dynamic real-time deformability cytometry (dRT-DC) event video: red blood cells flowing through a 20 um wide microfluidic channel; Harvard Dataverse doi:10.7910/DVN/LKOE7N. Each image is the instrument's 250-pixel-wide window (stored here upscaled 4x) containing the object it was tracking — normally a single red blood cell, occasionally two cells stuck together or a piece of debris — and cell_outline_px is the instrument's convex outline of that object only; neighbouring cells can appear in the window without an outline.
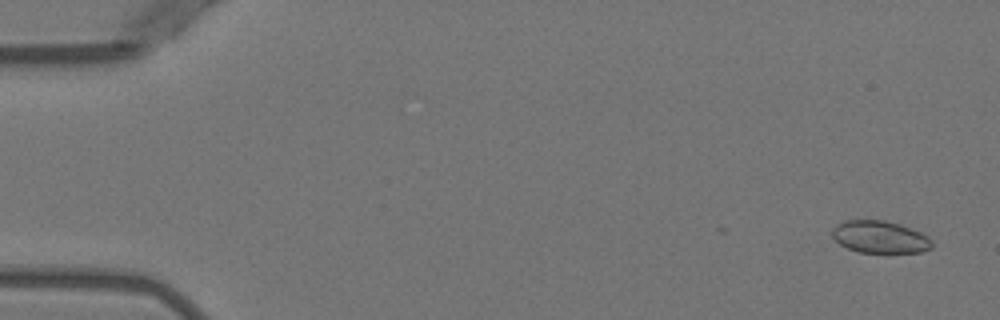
{"species": "Egyptian fruit bat (a non-hibernating species)", "species_latin": "Rousettus aegyptiacus", "temperature_condition": "warm", "stored_images_in_passage": 4, "camera_frame_rate_fps": 3000, "um_per_image_px": 0.085, "animal": {"sex": "female"}, "frame": {"image": 1, "passage_image": 1, "time_ms": 0.0, "image_size_px": [1000, 320], "cell_outline_px": [[932, 248], [920, 252], [860, 252], [848, 248], [840, 244], [832, 236], [832, 228], [836, 224], [844, 220], [884, 220], [900, 224], [920, 232], [928, 236], [932, 240]], "centroid_in_image_um": [74.79, 20.13], "position_along_channel_um": 10.2, "area_um2": 18.73}}